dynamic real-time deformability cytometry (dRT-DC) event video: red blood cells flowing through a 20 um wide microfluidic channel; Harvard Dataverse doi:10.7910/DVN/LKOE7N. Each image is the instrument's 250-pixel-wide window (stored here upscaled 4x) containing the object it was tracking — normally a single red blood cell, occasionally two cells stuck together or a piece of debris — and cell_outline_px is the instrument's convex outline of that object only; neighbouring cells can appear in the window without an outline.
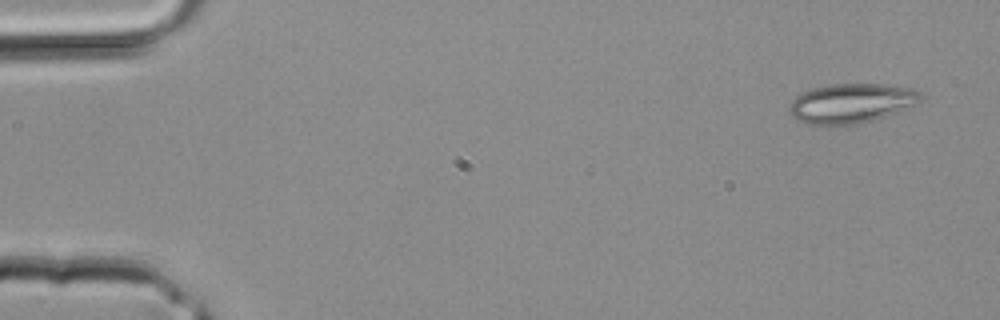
{"species": "common noctule bat (a hibernating species)", "species_latin": "Nyctalus noctula", "temperature_condition": "room temperature", "stored_images_in_passage": 3, "camera_frame_rate_fps": 3000, "um_per_image_px": 0.085, "animal": {"sex": "male", "body_mass_g": 20.4}, "frame": {"image": 1, "passage_image": 1, "time_ms": 0.0, "image_size_px": [1000, 320], "cell_outline_px": [[924, 96], [920, 104], [872, 120], [856, 124], [808, 124], [796, 120], [788, 112], [788, 108], [792, 100], [796, 96], [812, 88], [828, 84], [896, 84], [912, 88]], "centroid_in_image_um": [72.39, 8.76], "position_along_channel_um": 12.6, "area_um2": 30.52}}